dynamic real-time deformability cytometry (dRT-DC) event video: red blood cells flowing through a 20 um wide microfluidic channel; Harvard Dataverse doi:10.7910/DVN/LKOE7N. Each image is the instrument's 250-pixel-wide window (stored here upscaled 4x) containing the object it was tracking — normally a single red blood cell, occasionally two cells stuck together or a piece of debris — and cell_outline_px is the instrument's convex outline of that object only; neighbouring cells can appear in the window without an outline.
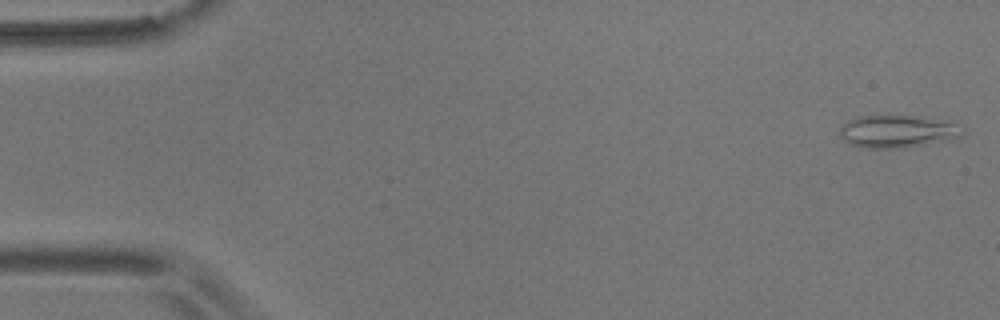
{"species": "common noctule bat (a hibernating species)", "species_latin": "Nyctalus noctula", "temperature_condition": "room temperature", "stored_images_in_passage": 54, "camera_frame_rate_fps": 3000, "um_per_image_px": 0.085, "animal": {"sex": "male", "body_mass_g": 17.9}, "frame": {"image": 1, "passage_image": 1, "time_ms": 0.0, "image_size_px": [1000, 320], "cell_outline_px": [[964, 136], [948, 140], [924, 144], [892, 148], [860, 148], [844, 140], [840, 136], [840, 124], [856, 116], [892, 112], [924, 116], [960, 124], [964, 128]], "centroid_in_image_um": [76.28, 11.09], "position_along_channel_um": 8.7, "area_um2": 24.45}}
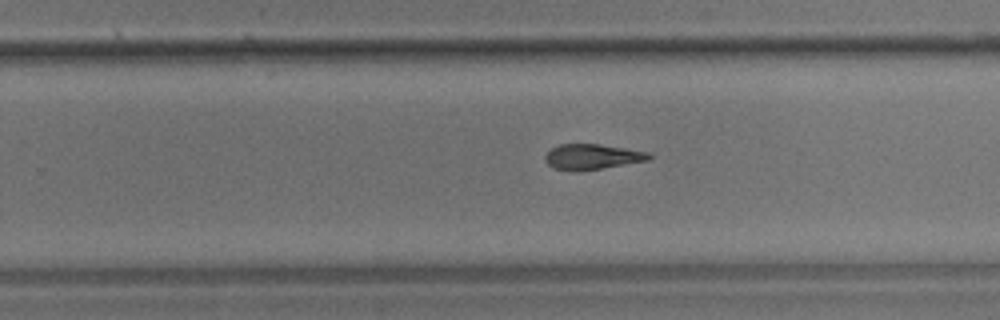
{"frame": {"image": 2, "passage_image": 34, "time_ms": 11.0, "image_size_px": [1000, 320], "cell_outline_px": [[652, 156], [648, 160], [576, 172], [552, 168], [544, 160], [544, 156], [552, 148], [560, 144], [600, 144], [648, 152]], "centroid_in_image_um": [50.28, 13.33], "position_along_channel_um": 279.5, "area_um2": 15.26}}
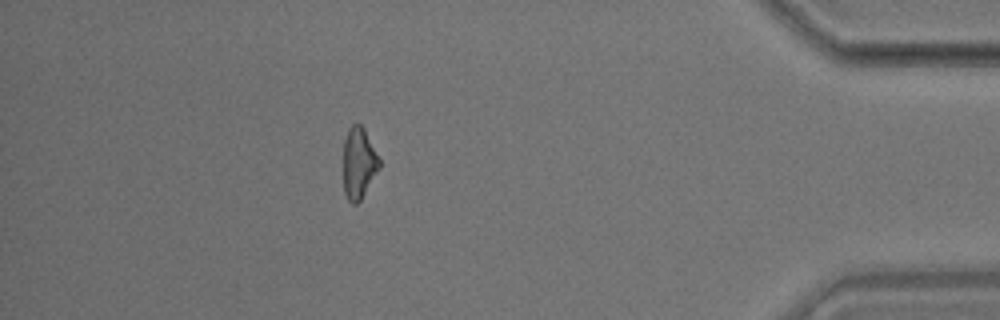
{"frame": {"image": 3, "passage_image": 48, "time_ms": 15.667, "image_size_px": [1000, 320], "cell_outline_px": [[380, 168], [360, 200], [356, 204], [352, 204], [348, 200], [344, 192], [344, 140], [348, 128], [352, 124], [360, 124], [364, 128], [380, 160]], "centroid_in_image_um": [30.49, 13.86], "position_along_channel_um": 404.7, "area_um2": 14.85}, "authors_computed_cell_mechanics": {"area_um2": 16.0106, "velocity_mm_per_s": 3.661, "shape_relaxation_time_tau1_ms": 9.617, "shape_relaxation_time_tau2_ms": 2.8523, "deformation_change_tau1": 0.1952, "deformation_change_tau2": 0.1177}}